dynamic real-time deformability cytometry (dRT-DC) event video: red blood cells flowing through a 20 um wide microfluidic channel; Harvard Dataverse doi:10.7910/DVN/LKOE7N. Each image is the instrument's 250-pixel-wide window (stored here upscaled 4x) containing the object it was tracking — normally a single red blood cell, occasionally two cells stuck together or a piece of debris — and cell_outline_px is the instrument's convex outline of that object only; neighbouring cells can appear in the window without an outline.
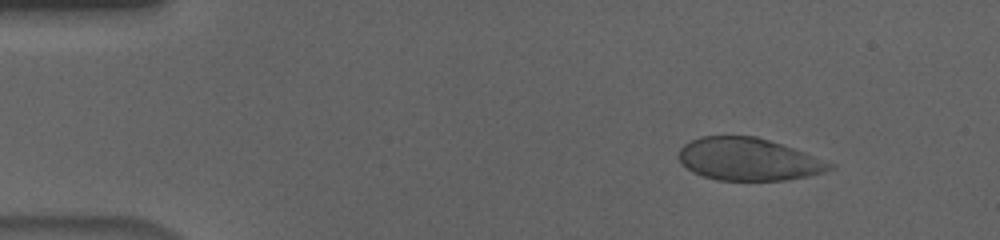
{"species": "human", "species_latin": "Homo sapiens", "temperature_condition": "cold", "stored_images_in_passage": 56, "camera_frame_rate_fps": 3000, "um_per_image_px": 0.085, "donor": {"sex": "male"}, "frame": {"image": 1, "passage_image": 7, "time_ms": 2.0, "image_size_px": [1000, 240], "cell_outline_px": [[836, 164], [832, 168], [824, 172], [808, 176], [784, 180], [716, 180], [692, 172], [680, 164], [676, 156], [680, 148], [684, 144], [700, 136], [756, 136], [804, 152]], "centroid_in_image_um": [63.56, 13.54], "position_along_channel_um": 21.4, "area_um2": 37.45}}
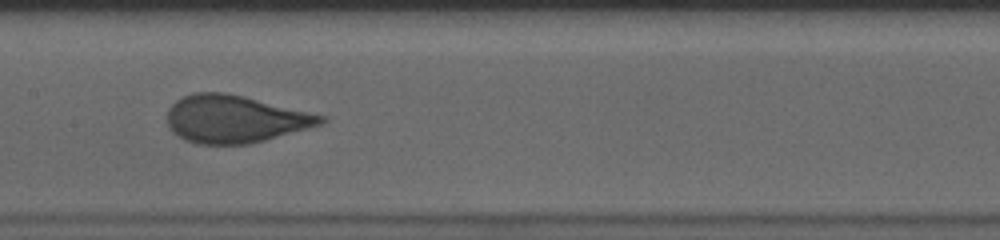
{"frame": {"image": 2, "passage_image": 28, "time_ms": 9.0, "image_size_px": [1000, 240], "cell_outline_px": [[328, 120], [320, 124], [308, 128], [264, 140], [248, 144], [196, 144], [184, 140], [176, 136], [172, 132], [168, 124], [168, 108], [176, 100], [192, 92], [224, 92], [244, 96], [328, 116]], "centroid_in_image_um": [19.95, 10.11], "position_along_channel_um": 187.4, "area_um2": 42.66}}
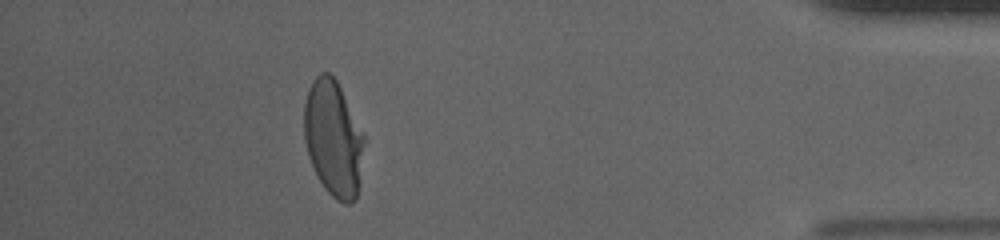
{"frame": {"image": 3, "passage_image": 50, "time_ms": 16.333, "image_size_px": [1000, 240], "cell_outline_px": [[364, 144], [356, 200], [352, 204], [344, 204], [336, 200], [324, 188], [308, 156], [304, 140], [304, 104], [308, 88], [312, 80], [320, 72], [328, 72], [336, 80], [364, 136]], "centroid_in_image_um": [28.3, 11.77], "position_along_channel_um": 406.9, "area_um2": 40.23}, "authors_computed_cell_mechanics": {"area_um2": 41.7894, "velocity_mm_per_s": 3.6559, "shape_relaxation_time_tau1_ms": 4.0411, "shape_relaxation_time_tau2_ms": null, "deformation_change_tau1": 0.1534, "deformation_change_tau2": null}}